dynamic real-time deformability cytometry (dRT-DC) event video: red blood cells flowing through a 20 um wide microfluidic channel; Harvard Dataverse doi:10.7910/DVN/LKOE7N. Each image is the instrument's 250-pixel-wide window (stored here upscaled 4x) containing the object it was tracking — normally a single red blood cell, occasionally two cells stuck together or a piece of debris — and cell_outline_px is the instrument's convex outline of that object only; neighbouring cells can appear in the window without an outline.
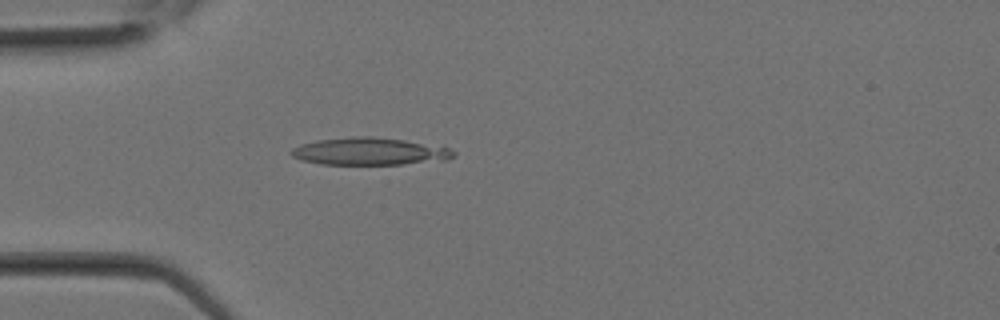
{"species": "Egyptian fruit bat (a non-hibernating species)", "species_latin": "Rousettus aegyptiacus", "temperature_condition": "room temperature", "stored_images_in_passage": 14, "camera_frame_rate_fps": 3000, "um_per_image_px": 0.085, "animal": {"sex": "female"}, "frame": {"image": 1, "passage_image": 8, "time_ms": 2.333, "image_size_px": [1000, 320], "cell_outline_px": [[456, 156], [448, 160], [400, 164], [320, 164], [304, 160], [292, 156], [288, 152], [292, 148], [300, 144], [316, 140], [352, 136], [372, 136], [444, 144], [456, 152]], "centroid_in_image_um": [31.53, 12.85], "position_along_channel_um": 53.5, "area_um2": 26.59}}